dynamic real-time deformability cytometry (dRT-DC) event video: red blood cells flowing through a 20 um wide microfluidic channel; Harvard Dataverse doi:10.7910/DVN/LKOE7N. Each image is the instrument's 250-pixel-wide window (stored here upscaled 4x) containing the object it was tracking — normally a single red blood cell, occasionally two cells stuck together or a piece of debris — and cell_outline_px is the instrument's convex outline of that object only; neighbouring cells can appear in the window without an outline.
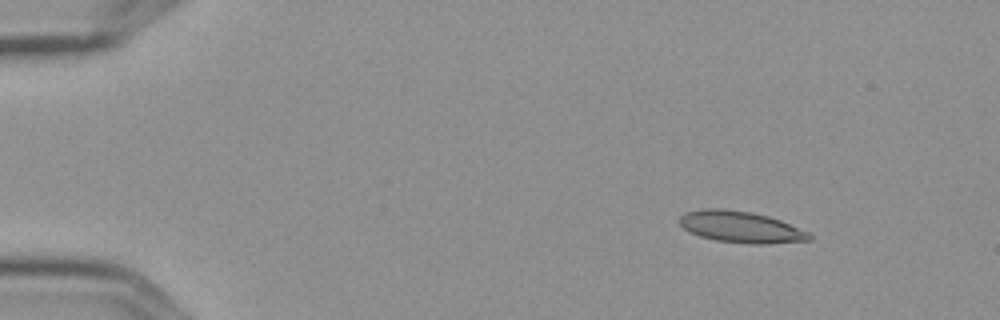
{"species": "Egyptian fruit bat (a non-hibernating species)", "species_latin": "Rousettus aegyptiacus", "temperature_condition": "cold", "stored_images_in_passage": 6, "camera_frame_rate_fps": 3000, "um_per_image_px": 0.085, "frame": {"image": 1, "passage_image": 2, "time_ms": 0.333, "image_size_px": [1000, 320], "cell_outline_px": [[812, 240], [764, 244], [748, 244], [716, 240], [700, 236], [684, 228], [680, 224], [680, 216], [684, 212], [704, 208], [724, 208], [752, 212], [768, 216], [780, 220], [808, 232], [812, 236]], "centroid_in_image_um": [62.97, 19.28], "position_along_channel_um": 22.0, "area_um2": 23.76}}
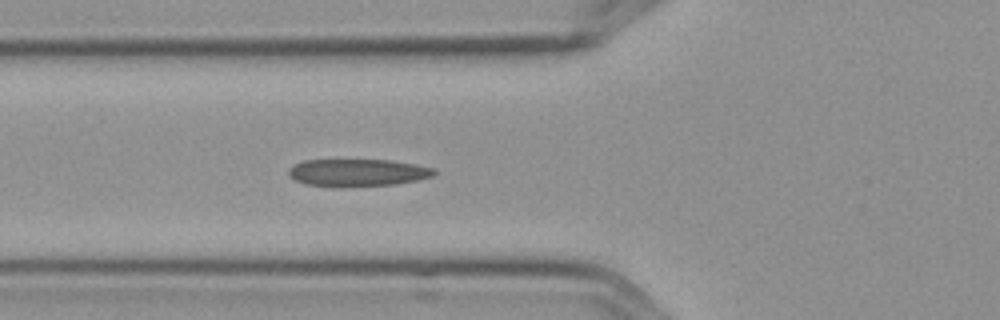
{"frame": {"image": 2, "passage_image": 6, "time_ms": 1.667, "image_size_px": [1000, 320], "cell_outline_px": [[436, 172], [432, 176], [416, 180], [396, 184], [340, 188], [304, 184], [296, 180], [288, 172], [288, 168], [292, 164], [304, 160], [392, 160], [416, 164], [432, 168]], "centroid_in_image_um": [30.35, 14.68], "position_along_channel_um": 95.4, "area_um2": 23.47}}